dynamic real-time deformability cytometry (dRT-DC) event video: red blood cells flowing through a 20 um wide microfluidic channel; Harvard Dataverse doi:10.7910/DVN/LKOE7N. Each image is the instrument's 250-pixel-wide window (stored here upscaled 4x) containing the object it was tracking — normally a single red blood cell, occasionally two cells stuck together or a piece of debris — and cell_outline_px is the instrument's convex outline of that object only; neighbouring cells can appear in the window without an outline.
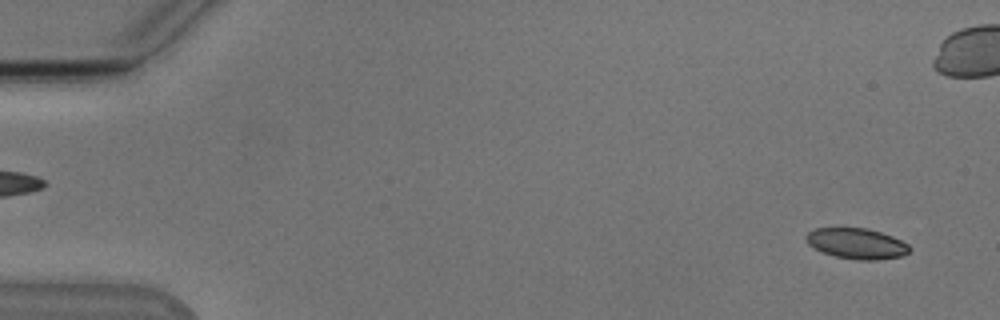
{"species": "Egyptian fruit bat (a non-hibernating species)", "species_latin": "Rousettus aegyptiacus", "temperature_condition": "cold", "stored_images_in_passage": 55, "camera_frame_rate_fps": 3000, "um_per_image_px": 0.085, "animal": {"sex": "male"}, "frame": {"image": 1, "passage_image": 3, "time_ms": 0.667, "image_size_px": [1000, 320], "cell_outline_px": [[912, 248], [904, 256], [876, 260], [856, 260], [836, 256], [812, 248], [808, 244], [804, 236], [808, 232], [816, 228], [868, 228], [892, 236], [908, 244]], "centroid_in_image_um": [72.82, 20.7], "position_along_channel_um": 12.2, "area_um2": 18.55}}
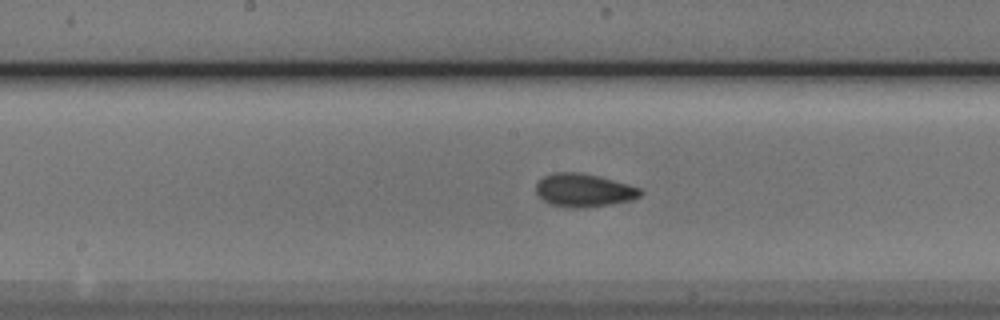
{"frame": {"image": 2, "passage_image": 28, "time_ms": 9.0, "image_size_px": [1000, 320], "cell_outline_px": [[644, 192], [640, 196], [632, 200], [584, 208], [572, 208], [548, 204], [536, 192], [536, 184], [544, 176], [556, 172], [576, 172], [600, 176], [628, 184], [640, 188]], "centroid_in_image_um": [49.63, 16.17], "position_along_channel_um": 198.6, "area_um2": 20.17}}
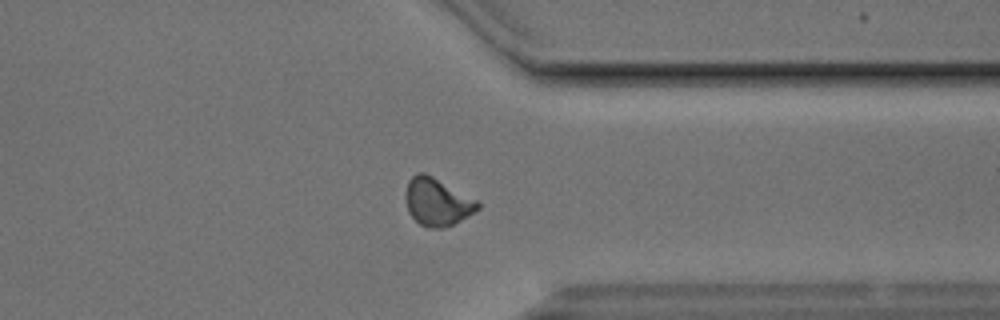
{"frame": {"image": 3, "passage_image": 42, "time_ms": 13.667, "image_size_px": [1000, 320], "cell_outline_px": [[480, 208], [468, 216], [452, 224], [440, 228], [428, 228], [420, 224], [408, 212], [404, 196], [404, 192], [408, 180], [416, 172], [424, 172], [480, 200]], "centroid_in_image_um": [37.16, 17.14], "position_along_channel_um": 374.2, "area_um2": 20.29}, "authors_computed_cell_mechanics": {"area_um2": 19.1896, "velocity_mm_per_s": 3.8181, "shape_relaxation_time_tau1_ms": 9.0499, "shape_relaxation_time_tau2_ms": 2.0552, "deformation_change_tau1": 0.1452, "deformation_change_tau2": 0.0741}}